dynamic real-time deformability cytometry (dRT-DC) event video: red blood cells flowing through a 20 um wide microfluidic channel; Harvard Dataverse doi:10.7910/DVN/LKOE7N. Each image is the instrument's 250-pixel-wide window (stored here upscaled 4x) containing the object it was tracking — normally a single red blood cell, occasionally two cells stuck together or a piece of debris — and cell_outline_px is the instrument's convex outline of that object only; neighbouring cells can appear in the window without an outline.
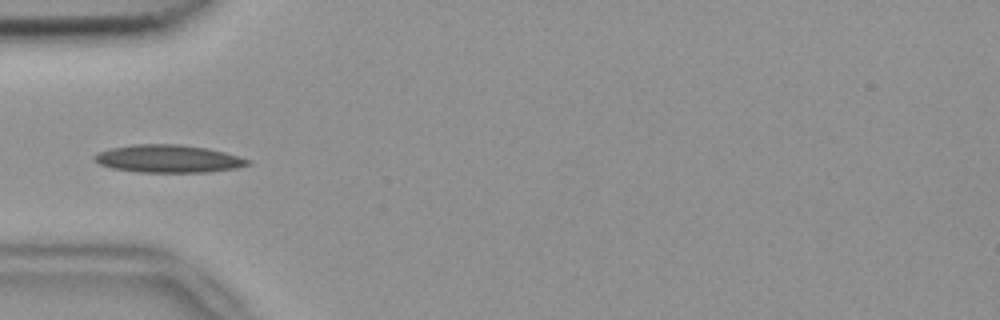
{"species": "common noctule bat (a hibernating species)", "species_latin": "Nyctalus noctula", "temperature_condition": "room temperature", "stored_images_in_passage": 8, "camera_frame_rate_fps": 3000, "um_per_image_px": 0.085, "animal": {"sex": "female", "body_mass_g": 18.4}, "frame": {"image": 1, "passage_image": 4, "time_ms": 1.0, "image_size_px": [1000, 320], "cell_outline_px": [[252, 164], [236, 168], [208, 172], [140, 172], [112, 168], [100, 164], [92, 160], [92, 156], [100, 152], [112, 148], [136, 144], [180, 144], [208, 148], [224, 152], [252, 160]], "centroid_in_image_um": [14.34, 13.49], "position_along_channel_um": 70.7, "area_um2": 24.8}}
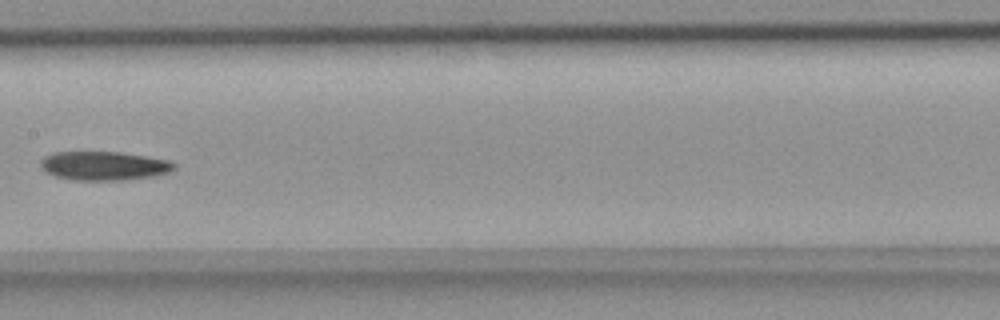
{"frame": {"image": 2, "passage_image": 7, "time_ms": 2.0, "image_size_px": [1000, 320], "cell_outline_px": [[176, 168], [172, 172], [152, 176], [124, 180], [72, 180], [56, 176], [48, 172], [40, 164], [40, 160], [44, 156], [56, 152], [120, 152], [148, 156], [172, 160], [176, 164]], "centroid_in_image_um": [8.91, 14.09], "position_along_channel_um": 198.5, "area_um2": 22.6}}
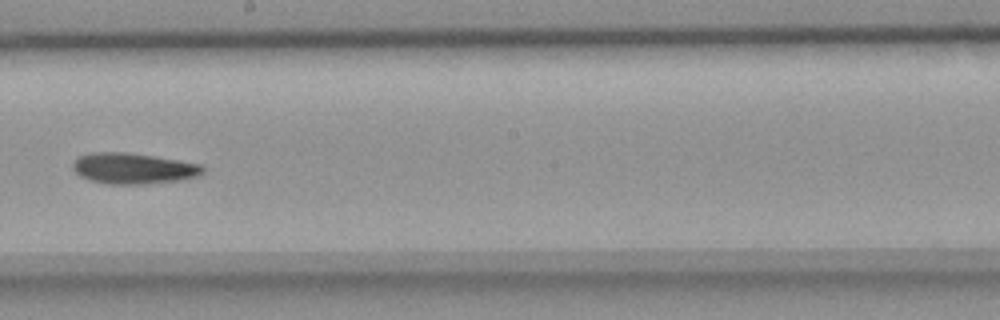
{"frame": {"image": 3, "passage_image": 8, "time_ms": 2.333, "image_size_px": [1000, 320], "cell_outline_px": [[204, 172], [196, 176], [176, 180], [144, 184], [108, 184], [88, 180], [80, 176], [72, 168], [72, 164], [80, 156], [92, 152], [128, 152], [180, 160], [200, 164], [204, 168]], "centroid_in_image_um": [11.3, 14.31], "position_along_channel_um": 236.9, "area_um2": 23.29}}